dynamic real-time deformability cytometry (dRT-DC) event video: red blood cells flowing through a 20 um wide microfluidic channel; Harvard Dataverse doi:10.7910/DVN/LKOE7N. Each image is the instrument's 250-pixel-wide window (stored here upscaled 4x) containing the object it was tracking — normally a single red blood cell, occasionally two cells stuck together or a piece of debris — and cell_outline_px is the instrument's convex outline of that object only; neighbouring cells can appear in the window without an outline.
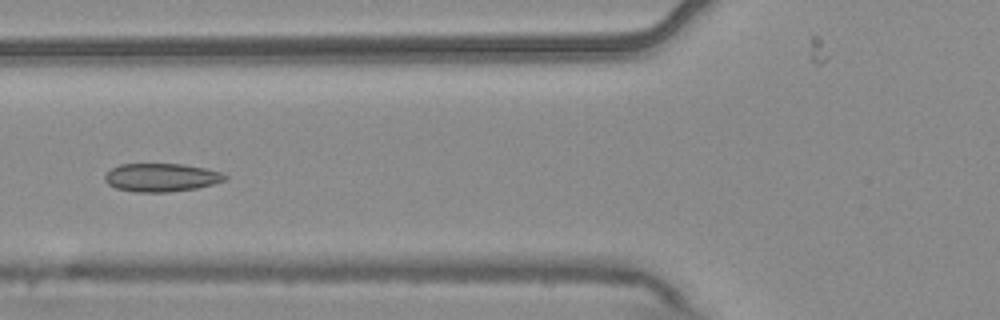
{"species": "common noctule bat (a hibernating species)", "species_latin": "Nyctalus noctula", "temperature_condition": "warm", "stored_images_in_passage": 8, "camera_frame_rate_fps": 3000, "um_per_image_px": 0.085, "animal": {"sex": "male", "body_mass_g": 20.4}, "frame": {"image": 1, "passage_image": 6, "time_ms": 1.667, "image_size_px": [1000, 320], "cell_outline_px": [[228, 180], [196, 188], [168, 192], [136, 192], [116, 188], [108, 184], [104, 180], [104, 176], [112, 168], [120, 164], [184, 164], [204, 168], [220, 172], [228, 176]], "centroid_in_image_um": [13.72, 15.08], "position_along_channel_um": 112.1, "area_um2": 19.77}}
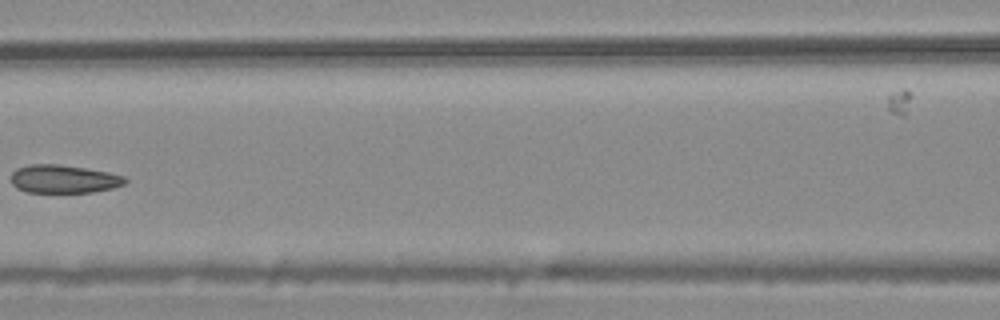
{"frame": {"image": 2, "passage_image": 7, "time_ms": 2.0, "image_size_px": [1000, 320], "cell_outline_px": [[128, 180], [124, 184], [112, 188], [92, 192], [28, 192], [16, 188], [12, 184], [12, 172], [16, 168], [28, 164], [60, 164], [108, 172], [124, 176]], "centroid_in_image_um": [5.4, 15.21], "position_along_channel_um": 161.2, "area_um2": 18.73}}
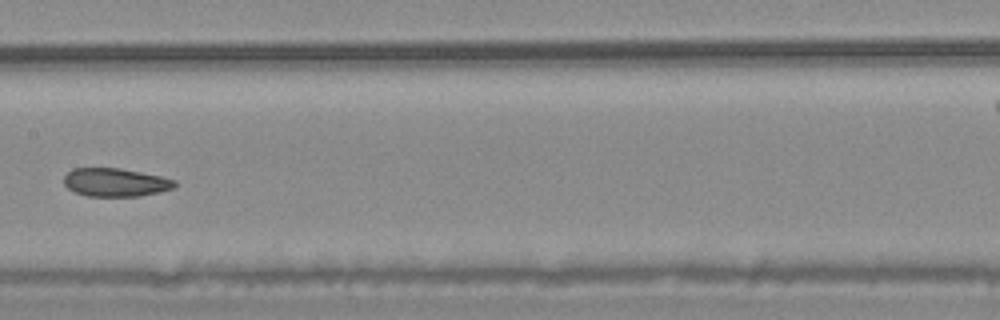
{"frame": {"image": 3, "passage_image": 8, "time_ms": 2.333, "image_size_px": [1000, 320], "cell_outline_px": [[176, 184], [172, 188], [140, 196], [88, 196], [76, 192], [68, 188], [64, 184], [64, 176], [72, 168], [120, 168], [160, 176], [176, 180]], "centroid_in_image_um": [9.78, 15.49], "position_along_channel_um": 197.6, "area_um2": 18.09}}